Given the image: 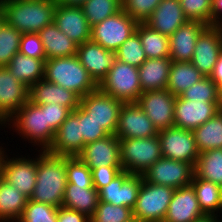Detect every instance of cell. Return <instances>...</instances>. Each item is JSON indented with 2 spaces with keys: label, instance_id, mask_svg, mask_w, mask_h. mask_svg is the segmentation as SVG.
<instances>
[{
  "label": "cell",
  "instance_id": "obj_1",
  "mask_svg": "<svg viewBox=\"0 0 222 222\" xmlns=\"http://www.w3.org/2000/svg\"><path fill=\"white\" fill-rule=\"evenodd\" d=\"M38 152L36 184L30 200L60 207L67 186L66 156L47 150Z\"/></svg>",
  "mask_w": 222,
  "mask_h": 222
},
{
  "label": "cell",
  "instance_id": "obj_2",
  "mask_svg": "<svg viewBox=\"0 0 222 222\" xmlns=\"http://www.w3.org/2000/svg\"><path fill=\"white\" fill-rule=\"evenodd\" d=\"M56 0H0L4 21L21 34L38 33L53 23Z\"/></svg>",
  "mask_w": 222,
  "mask_h": 222
},
{
  "label": "cell",
  "instance_id": "obj_3",
  "mask_svg": "<svg viewBox=\"0 0 222 222\" xmlns=\"http://www.w3.org/2000/svg\"><path fill=\"white\" fill-rule=\"evenodd\" d=\"M43 79L73 91L80 98L98 89L77 55L46 59Z\"/></svg>",
  "mask_w": 222,
  "mask_h": 222
},
{
  "label": "cell",
  "instance_id": "obj_4",
  "mask_svg": "<svg viewBox=\"0 0 222 222\" xmlns=\"http://www.w3.org/2000/svg\"><path fill=\"white\" fill-rule=\"evenodd\" d=\"M7 122L25 141L29 139L28 142L38 145L42 151L48 150L53 143L55 132L46 124L45 105L28 101Z\"/></svg>",
  "mask_w": 222,
  "mask_h": 222
},
{
  "label": "cell",
  "instance_id": "obj_5",
  "mask_svg": "<svg viewBox=\"0 0 222 222\" xmlns=\"http://www.w3.org/2000/svg\"><path fill=\"white\" fill-rule=\"evenodd\" d=\"M122 169L143 175L162 157L159 137L119 139Z\"/></svg>",
  "mask_w": 222,
  "mask_h": 222
},
{
  "label": "cell",
  "instance_id": "obj_6",
  "mask_svg": "<svg viewBox=\"0 0 222 222\" xmlns=\"http://www.w3.org/2000/svg\"><path fill=\"white\" fill-rule=\"evenodd\" d=\"M98 88L123 103H137L143 93L138 68L117 59Z\"/></svg>",
  "mask_w": 222,
  "mask_h": 222
},
{
  "label": "cell",
  "instance_id": "obj_7",
  "mask_svg": "<svg viewBox=\"0 0 222 222\" xmlns=\"http://www.w3.org/2000/svg\"><path fill=\"white\" fill-rule=\"evenodd\" d=\"M175 189L142 180L137 201L132 209L133 218L142 222L164 220Z\"/></svg>",
  "mask_w": 222,
  "mask_h": 222
},
{
  "label": "cell",
  "instance_id": "obj_8",
  "mask_svg": "<svg viewBox=\"0 0 222 222\" xmlns=\"http://www.w3.org/2000/svg\"><path fill=\"white\" fill-rule=\"evenodd\" d=\"M137 25L138 22L122 9L91 27V41L115 53L136 31Z\"/></svg>",
  "mask_w": 222,
  "mask_h": 222
},
{
  "label": "cell",
  "instance_id": "obj_9",
  "mask_svg": "<svg viewBox=\"0 0 222 222\" xmlns=\"http://www.w3.org/2000/svg\"><path fill=\"white\" fill-rule=\"evenodd\" d=\"M162 157L196 165L200 152L193 131L175 126L158 133Z\"/></svg>",
  "mask_w": 222,
  "mask_h": 222
},
{
  "label": "cell",
  "instance_id": "obj_10",
  "mask_svg": "<svg viewBox=\"0 0 222 222\" xmlns=\"http://www.w3.org/2000/svg\"><path fill=\"white\" fill-rule=\"evenodd\" d=\"M194 175V165L161 157L142 176L149 183L178 189L190 185Z\"/></svg>",
  "mask_w": 222,
  "mask_h": 222
},
{
  "label": "cell",
  "instance_id": "obj_11",
  "mask_svg": "<svg viewBox=\"0 0 222 222\" xmlns=\"http://www.w3.org/2000/svg\"><path fill=\"white\" fill-rule=\"evenodd\" d=\"M123 102L99 88L80 98V107L108 133L115 135Z\"/></svg>",
  "mask_w": 222,
  "mask_h": 222
},
{
  "label": "cell",
  "instance_id": "obj_12",
  "mask_svg": "<svg viewBox=\"0 0 222 222\" xmlns=\"http://www.w3.org/2000/svg\"><path fill=\"white\" fill-rule=\"evenodd\" d=\"M174 96L167 89L143 92L137 104L158 131L174 126Z\"/></svg>",
  "mask_w": 222,
  "mask_h": 222
},
{
  "label": "cell",
  "instance_id": "obj_13",
  "mask_svg": "<svg viewBox=\"0 0 222 222\" xmlns=\"http://www.w3.org/2000/svg\"><path fill=\"white\" fill-rule=\"evenodd\" d=\"M220 109L222 102L193 101L177 96L174 106V126L194 131Z\"/></svg>",
  "mask_w": 222,
  "mask_h": 222
},
{
  "label": "cell",
  "instance_id": "obj_14",
  "mask_svg": "<svg viewBox=\"0 0 222 222\" xmlns=\"http://www.w3.org/2000/svg\"><path fill=\"white\" fill-rule=\"evenodd\" d=\"M222 52V26H207L197 39L191 63L204 77H210Z\"/></svg>",
  "mask_w": 222,
  "mask_h": 222
},
{
  "label": "cell",
  "instance_id": "obj_15",
  "mask_svg": "<svg viewBox=\"0 0 222 222\" xmlns=\"http://www.w3.org/2000/svg\"><path fill=\"white\" fill-rule=\"evenodd\" d=\"M142 180V175L122 170L107 186L98 191L99 201L133 209Z\"/></svg>",
  "mask_w": 222,
  "mask_h": 222
},
{
  "label": "cell",
  "instance_id": "obj_16",
  "mask_svg": "<svg viewBox=\"0 0 222 222\" xmlns=\"http://www.w3.org/2000/svg\"><path fill=\"white\" fill-rule=\"evenodd\" d=\"M158 129L137 103H123L115 135L119 139L157 136Z\"/></svg>",
  "mask_w": 222,
  "mask_h": 222
},
{
  "label": "cell",
  "instance_id": "obj_17",
  "mask_svg": "<svg viewBox=\"0 0 222 222\" xmlns=\"http://www.w3.org/2000/svg\"><path fill=\"white\" fill-rule=\"evenodd\" d=\"M7 157L3 161L1 178L30 199L36 184L37 156L36 159L22 155L21 158Z\"/></svg>",
  "mask_w": 222,
  "mask_h": 222
},
{
  "label": "cell",
  "instance_id": "obj_18",
  "mask_svg": "<svg viewBox=\"0 0 222 222\" xmlns=\"http://www.w3.org/2000/svg\"><path fill=\"white\" fill-rule=\"evenodd\" d=\"M84 146L79 124V107H77L62 122L47 151L56 155L74 157L82 152Z\"/></svg>",
  "mask_w": 222,
  "mask_h": 222
},
{
  "label": "cell",
  "instance_id": "obj_19",
  "mask_svg": "<svg viewBox=\"0 0 222 222\" xmlns=\"http://www.w3.org/2000/svg\"><path fill=\"white\" fill-rule=\"evenodd\" d=\"M53 22L78 45L91 40V27L81 7L57 4Z\"/></svg>",
  "mask_w": 222,
  "mask_h": 222
},
{
  "label": "cell",
  "instance_id": "obj_20",
  "mask_svg": "<svg viewBox=\"0 0 222 222\" xmlns=\"http://www.w3.org/2000/svg\"><path fill=\"white\" fill-rule=\"evenodd\" d=\"M78 157L90 170L101 166H122L119 138L109 134L102 139L87 143Z\"/></svg>",
  "mask_w": 222,
  "mask_h": 222
},
{
  "label": "cell",
  "instance_id": "obj_21",
  "mask_svg": "<svg viewBox=\"0 0 222 222\" xmlns=\"http://www.w3.org/2000/svg\"><path fill=\"white\" fill-rule=\"evenodd\" d=\"M30 88L18 81L7 67H0V114L9 120L29 101Z\"/></svg>",
  "mask_w": 222,
  "mask_h": 222
},
{
  "label": "cell",
  "instance_id": "obj_22",
  "mask_svg": "<svg viewBox=\"0 0 222 222\" xmlns=\"http://www.w3.org/2000/svg\"><path fill=\"white\" fill-rule=\"evenodd\" d=\"M76 55L81 65L98 85L107 76L116 60L114 52L106 50L91 40L78 45Z\"/></svg>",
  "mask_w": 222,
  "mask_h": 222
},
{
  "label": "cell",
  "instance_id": "obj_23",
  "mask_svg": "<svg viewBox=\"0 0 222 222\" xmlns=\"http://www.w3.org/2000/svg\"><path fill=\"white\" fill-rule=\"evenodd\" d=\"M204 216L195 190L190 184L175 189L164 220L166 222H194Z\"/></svg>",
  "mask_w": 222,
  "mask_h": 222
},
{
  "label": "cell",
  "instance_id": "obj_24",
  "mask_svg": "<svg viewBox=\"0 0 222 222\" xmlns=\"http://www.w3.org/2000/svg\"><path fill=\"white\" fill-rule=\"evenodd\" d=\"M207 27L199 21H187L169 36L170 59L191 62L194 48L201 32Z\"/></svg>",
  "mask_w": 222,
  "mask_h": 222
},
{
  "label": "cell",
  "instance_id": "obj_25",
  "mask_svg": "<svg viewBox=\"0 0 222 222\" xmlns=\"http://www.w3.org/2000/svg\"><path fill=\"white\" fill-rule=\"evenodd\" d=\"M187 21L180 0H161L144 23L151 29L169 37Z\"/></svg>",
  "mask_w": 222,
  "mask_h": 222
},
{
  "label": "cell",
  "instance_id": "obj_26",
  "mask_svg": "<svg viewBox=\"0 0 222 222\" xmlns=\"http://www.w3.org/2000/svg\"><path fill=\"white\" fill-rule=\"evenodd\" d=\"M29 101L35 105L58 103L71 112L80 106V97L76 93L44 79L30 87Z\"/></svg>",
  "mask_w": 222,
  "mask_h": 222
},
{
  "label": "cell",
  "instance_id": "obj_27",
  "mask_svg": "<svg viewBox=\"0 0 222 222\" xmlns=\"http://www.w3.org/2000/svg\"><path fill=\"white\" fill-rule=\"evenodd\" d=\"M172 60L169 57L147 58L138 67L143 92L166 89Z\"/></svg>",
  "mask_w": 222,
  "mask_h": 222
},
{
  "label": "cell",
  "instance_id": "obj_28",
  "mask_svg": "<svg viewBox=\"0 0 222 222\" xmlns=\"http://www.w3.org/2000/svg\"><path fill=\"white\" fill-rule=\"evenodd\" d=\"M47 59L76 55L78 44L71 40L54 24L45 26L38 32Z\"/></svg>",
  "mask_w": 222,
  "mask_h": 222
},
{
  "label": "cell",
  "instance_id": "obj_29",
  "mask_svg": "<svg viewBox=\"0 0 222 222\" xmlns=\"http://www.w3.org/2000/svg\"><path fill=\"white\" fill-rule=\"evenodd\" d=\"M99 202L98 191L94 186L67 184L62 206L83 213L89 218Z\"/></svg>",
  "mask_w": 222,
  "mask_h": 222
},
{
  "label": "cell",
  "instance_id": "obj_30",
  "mask_svg": "<svg viewBox=\"0 0 222 222\" xmlns=\"http://www.w3.org/2000/svg\"><path fill=\"white\" fill-rule=\"evenodd\" d=\"M44 64L42 59L16 53L6 67L18 81L30 88L33 84L43 80Z\"/></svg>",
  "mask_w": 222,
  "mask_h": 222
},
{
  "label": "cell",
  "instance_id": "obj_31",
  "mask_svg": "<svg viewBox=\"0 0 222 222\" xmlns=\"http://www.w3.org/2000/svg\"><path fill=\"white\" fill-rule=\"evenodd\" d=\"M27 201L22 192L0 177V222H17Z\"/></svg>",
  "mask_w": 222,
  "mask_h": 222
},
{
  "label": "cell",
  "instance_id": "obj_32",
  "mask_svg": "<svg viewBox=\"0 0 222 222\" xmlns=\"http://www.w3.org/2000/svg\"><path fill=\"white\" fill-rule=\"evenodd\" d=\"M202 78L204 75L191 62L172 61L166 89L177 97Z\"/></svg>",
  "mask_w": 222,
  "mask_h": 222
},
{
  "label": "cell",
  "instance_id": "obj_33",
  "mask_svg": "<svg viewBox=\"0 0 222 222\" xmlns=\"http://www.w3.org/2000/svg\"><path fill=\"white\" fill-rule=\"evenodd\" d=\"M200 153L211 149H222V109L193 131Z\"/></svg>",
  "mask_w": 222,
  "mask_h": 222
},
{
  "label": "cell",
  "instance_id": "obj_34",
  "mask_svg": "<svg viewBox=\"0 0 222 222\" xmlns=\"http://www.w3.org/2000/svg\"><path fill=\"white\" fill-rule=\"evenodd\" d=\"M135 32L139 35L146 58L170 57L168 36L151 29L145 23H138Z\"/></svg>",
  "mask_w": 222,
  "mask_h": 222
},
{
  "label": "cell",
  "instance_id": "obj_35",
  "mask_svg": "<svg viewBox=\"0 0 222 222\" xmlns=\"http://www.w3.org/2000/svg\"><path fill=\"white\" fill-rule=\"evenodd\" d=\"M194 172L196 177L222 186V149H211L200 153Z\"/></svg>",
  "mask_w": 222,
  "mask_h": 222
},
{
  "label": "cell",
  "instance_id": "obj_36",
  "mask_svg": "<svg viewBox=\"0 0 222 222\" xmlns=\"http://www.w3.org/2000/svg\"><path fill=\"white\" fill-rule=\"evenodd\" d=\"M191 185L195 190L196 197L198 199V203L202 212L205 215L218 216V212L221 211V186L214 184L211 181H206L198 178L195 175L193 177Z\"/></svg>",
  "mask_w": 222,
  "mask_h": 222
},
{
  "label": "cell",
  "instance_id": "obj_37",
  "mask_svg": "<svg viewBox=\"0 0 222 222\" xmlns=\"http://www.w3.org/2000/svg\"><path fill=\"white\" fill-rule=\"evenodd\" d=\"M80 7L92 27L122 10V0H87Z\"/></svg>",
  "mask_w": 222,
  "mask_h": 222
},
{
  "label": "cell",
  "instance_id": "obj_38",
  "mask_svg": "<svg viewBox=\"0 0 222 222\" xmlns=\"http://www.w3.org/2000/svg\"><path fill=\"white\" fill-rule=\"evenodd\" d=\"M22 34L6 21L0 26V67H6L12 57L19 53Z\"/></svg>",
  "mask_w": 222,
  "mask_h": 222
},
{
  "label": "cell",
  "instance_id": "obj_39",
  "mask_svg": "<svg viewBox=\"0 0 222 222\" xmlns=\"http://www.w3.org/2000/svg\"><path fill=\"white\" fill-rule=\"evenodd\" d=\"M180 96L193 101L222 102V91L210 77L202 78Z\"/></svg>",
  "mask_w": 222,
  "mask_h": 222
},
{
  "label": "cell",
  "instance_id": "obj_40",
  "mask_svg": "<svg viewBox=\"0 0 222 222\" xmlns=\"http://www.w3.org/2000/svg\"><path fill=\"white\" fill-rule=\"evenodd\" d=\"M116 59L134 67H140L146 61L139 35L134 32L115 52Z\"/></svg>",
  "mask_w": 222,
  "mask_h": 222
},
{
  "label": "cell",
  "instance_id": "obj_41",
  "mask_svg": "<svg viewBox=\"0 0 222 222\" xmlns=\"http://www.w3.org/2000/svg\"><path fill=\"white\" fill-rule=\"evenodd\" d=\"M132 218L129 207L99 201L90 222H129Z\"/></svg>",
  "mask_w": 222,
  "mask_h": 222
},
{
  "label": "cell",
  "instance_id": "obj_42",
  "mask_svg": "<svg viewBox=\"0 0 222 222\" xmlns=\"http://www.w3.org/2000/svg\"><path fill=\"white\" fill-rule=\"evenodd\" d=\"M58 207L28 199L17 222H57Z\"/></svg>",
  "mask_w": 222,
  "mask_h": 222
},
{
  "label": "cell",
  "instance_id": "obj_43",
  "mask_svg": "<svg viewBox=\"0 0 222 222\" xmlns=\"http://www.w3.org/2000/svg\"><path fill=\"white\" fill-rule=\"evenodd\" d=\"M181 8L189 21L211 26L212 0H180Z\"/></svg>",
  "mask_w": 222,
  "mask_h": 222
},
{
  "label": "cell",
  "instance_id": "obj_44",
  "mask_svg": "<svg viewBox=\"0 0 222 222\" xmlns=\"http://www.w3.org/2000/svg\"><path fill=\"white\" fill-rule=\"evenodd\" d=\"M66 172L67 184L93 186L91 170L78 156H66Z\"/></svg>",
  "mask_w": 222,
  "mask_h": 222
},
{
  "label": "cell",
  "instance_id": "obj_45",
  "mask_svg": "<svg viewBox=\"0 0 222 222\" xmlns=\"http://www.w3.org/2000/svg\"><path fill=\"white\" fill-rule=\"evenodd\" d=\"M161 0H122V9L138 23H144Z\"/></svg>",
  "mask_w": 222,
  "mask_h": 222
},
{
  "label": "cell",
  "instance_id": "obj_46",
  "mask_svg": "<svg viewBox=\"0 0 222 222\" xmlns=\"http://www.w3.org/2000/svg\"><path fill=\"white\" fill-rule=\"evenodd\" d=\"M79 124L85 144L102 139L109 134L79 106Z\"/></svg>",
  "mask_w": 222,
  "mask_h": 222
},
{
  "label": "cell",
  "instance_id": "obj_47",
  "mask_svg": "<svg viewBox=\"0 0 222 222\" xmlns=\"http://www.w3.org/2000/svg\"><path fill=\"white\" fill-rule=\"evenodd\" d=\"M19 53L28 57L47 59L42 41L38 33H23L19 45Z\"/></svg>",
  "mask_w": 222,
  "mask_h": 222
},
{
  "label": "cell",
  "instance_id": "obj_48",
  "mask_svg": "<svg viewBox=\"0 0 222 222\" xmlns=\"http://www.w3.org/2000/svg\"><path fill=\"white\" fill-rule=\"evenodd\" d=\"M71 111L58 103L51 102L45 105L46 124L56 133L62 122Z\"/></svg>",
  "mask_w": 222,
  "mask_h": 222
},
{
  "label": "cell",
  "instance_id": "obj_49",
  "mask_svg": "<svg viewBox=\"0 0 222 222\" xmlns=\"http://www.w3.org/2000/svg\"><path fill=\"white\" fill-rule=\"evenodd\" d=\"M122 166H101L91 170L93 186L99 191L107 186L121 171Z\"/></svg>",
  "mask_w": 222,
  "mask_h": 222
},
{
  "label": "cell",
  "instance_id": "obj_50",
  "mask_svg": "<svg viewBox=\"0 0 222 222\" xmlns=\"http://www.w3.org/2000/svg\"><path fill=\"white\" fill-rule=\"evenodd\" d=\"M57 222H90V218L76 210L60 206L57 210Z\"/></svg>",
  "mask_w": 222,
  "mask_h": 222
},
{
  "label": "cell",
  "instance_id": "obj_51",
  "mask_svg": "<svg viewBox=\"0 0 222 222\" xmlns=\"http://www.w3.org/2000/svg\"><path fill=\"white\" fill-rule=\"evenodd\" d=\"M222 0H212L211 26H222Z\"/></svg>",
  "mask_w": 222,
  "mask_h": 222
},
{
  "label": "cell",
  "instance_id": "obj_52",
  "mask_svg": "<svg viewBox=\"0 0 222 222\" xmlns=\"http://www.w3.org/2000/svg\"><path fill=\"white\" fill-rule=\"evenodd\" d=\"M210 78L215 82L218 88L222 91V52L213 68Z\"/></svg>",
  "mask_w": 222,
  "mask_h": 222
},
{
  "label": "cell",
  "instance_id": "obj_53",
  "mask_svg": "<svg viewBox=\"0 0 222 222\" xmlns=\"http://www.w3.org/2000/svg\"><path fill=\"white\" fill-rule=\"evenodd\" d=\"M87 0H56V3L64 6H76L80 7Z\"/></svg>",
  "mask_w": 222,
  "mask_h": 222
},
{
  "label": "cell",
  "instance_id": "obj_54",
  "mask_svg": "<svg viewBox=\"0 0 222 222\" xmlns=\"http://www.w3.org/2000/svg\"><path fill=\"white\" fill-rule=\"evenodd\" d=\"M194 222H220L219 218L214 215H205L204 217L195 220Z\"/></svg>",
  "mask_w": 222,
  "mask_h": 222
},
{
  "label": "cell",
  "instance_id": "obj_55",
  "mask_svg": "<svg viewBox=\"0 0 222 222\" xmlns=\"http://www.w3.org/2000/svg\"><path fill=\"white\" fill-rule=\"evenodd\" d=\"M7 153H5V150L3 149L2 146H0V177H1V173H2V166H3V161L5 159V155Z\"/></svg>",
  "mask_w": 222,
  "mask_h": 222
},
{
  "label": "cell",
  "instance_id": "obj_56",
  "mask_svg": "<svg viewBox=\"0 0 222 222\" xmlns=\"http://www.w3.org/2000/svg\"><path fill=\"white\" fill-rule=\"evenodd\" d=\"M0 126H2L3 124H5V126L8 124V126H10V123H7V120L0 114Z\"/></svg>",
  "mask_w": 222,
  "mask_h": 222
},
{
  "label": "cell",
  "instance_id": "obj_57",
  "mask_svg": "<svg viewBox=\"0 0 222 222\" xmlns=\"http://www.w3.org/2000/svg\"><path fill=\"white\" fill-rule=\"evenodd\" d=\"M3 21H4V13L2 7L0 6V26L3 23Z\"/></svg>",
  "mask_w": 222,
  "mask_h": 222
},
{
  "label": "cell",
  "instance_id": "obj_58",
  "mask_svg": "<svg viewBox=\"0 0 222 222\" xmlns=\"http://www.w3.org/2000/svg\"><path fill=\"white\" fill-rule=\"evenodd\" d=\"M220 206H221V212H222V186H221V194H220Z\"/></svg>",
  "mask_w": 222,
  "mask_h": 222
},
{
  "label": "cell",
  "instance_id": "obj_59",
  "mask_svg": "<svg viewBox=\"0 0 222 222\" xmlns=\"http://www.w3.org/2000/svg\"><path fill=\"white\" fill-rule=\"evenodd\" d=\"M129 222H142V221H139L138 219L132 218Z\"/></svg>",
  "mask_w": 222,
  "mask_h": 222
}]
</instances>
